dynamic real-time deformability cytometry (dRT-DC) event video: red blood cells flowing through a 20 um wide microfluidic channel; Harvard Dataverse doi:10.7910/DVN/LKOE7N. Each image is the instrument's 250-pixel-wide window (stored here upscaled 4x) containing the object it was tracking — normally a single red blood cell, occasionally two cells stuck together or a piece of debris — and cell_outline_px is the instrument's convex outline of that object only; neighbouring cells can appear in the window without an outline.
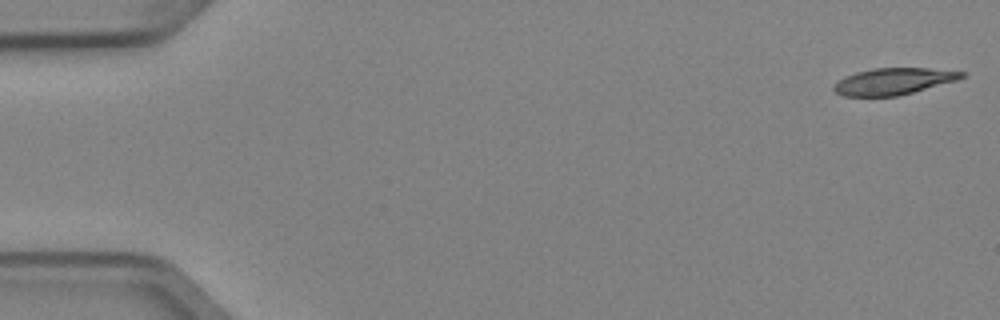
{"species": "Egyptian fruit bat (a non-hibernating species)", "species_latin": "Rousettus aegyptiacus", "temperature_condition": "cold", "stored_images_in_passage": 5, "camera_frame_rate_fps": 3000, "um_per_image_px": 0.085, "animal": {"sex": "female"}, "frame": {"image": 1, "passage_image": 1, "time_ms": 0.0, "image_size_px": [1000, 320], "cell_outline_px": [[968, 72], [964, 76], [956, 80], [912, 92], [896, 96], [844, 96], [836, 92], [832, 88], [832, 84], [836, 80], [844, 76], [856, 72], [872, 68], [928, 68]], "centroid_in_image_um": [75.88, 6.9], "position_along_channel_um": 9.1, "area_um2": 19.83}}
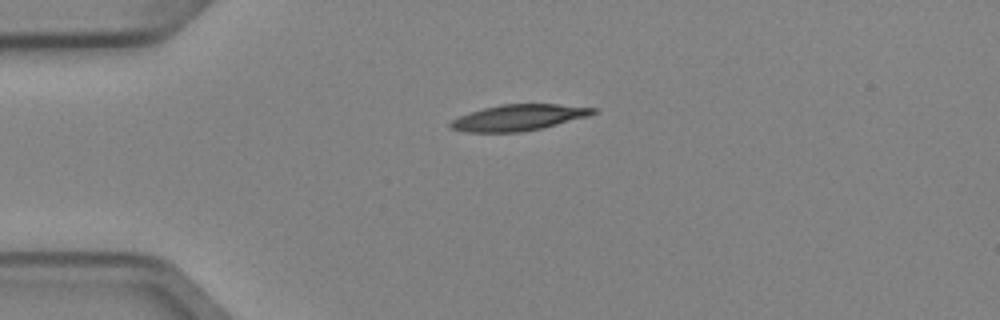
{"frame": {"image": 2, "passage_image": 4, "time_ms": 1.0, "image_size_px": [1000, 320], "cell_outline_px": [[596, 112], [588, 116], [540, 128], [520, 132], [464, 132], [448, 128], [448, 124], [452, 120], [460, 116], [484, 108], [500, 104], [560, 104], [596, 108]], "centroid_in_image_um": [44.04, 9.99], "position_along_channel_um": 41.0, "area_um2": 21.44}}